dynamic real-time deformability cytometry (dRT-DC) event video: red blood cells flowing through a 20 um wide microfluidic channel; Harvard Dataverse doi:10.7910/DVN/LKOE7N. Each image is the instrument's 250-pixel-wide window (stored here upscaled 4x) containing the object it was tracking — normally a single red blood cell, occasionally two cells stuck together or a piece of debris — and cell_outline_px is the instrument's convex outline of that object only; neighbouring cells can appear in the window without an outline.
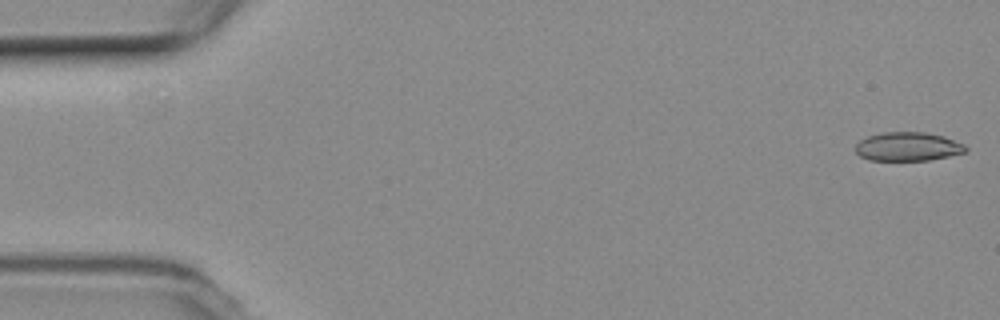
{"species": "common noctule bat (a hibernating species)", "species_latin": "Nyctalus noctula", "temperature_condition": "room temperature", "stored_images_in_passage": 49, "camera_frame_rate_fps": 3000, "um_per_image_px": 0.085, "animal": {"sex": "female", "body_mass_g": 19.3, "forearm_length_mm": 54.1}, "frame": {"image": 1, "passage_image": 1, "time_ms": 0.0, "image_size_px": [1000, 320], "cell_outline_px": [[968, 148], [964, 152], [948, 156], [928, 160], [868, 160], [860, 156], [856, 152], [856, 144], [860, 140], [868, 136], [884, 132], [924, 132], [944, 136], [964, 144]], "centroid_in_image_um": [77.16, 12.46], "position_along_channel_um": 7.8, "area_um2": 18.38}}
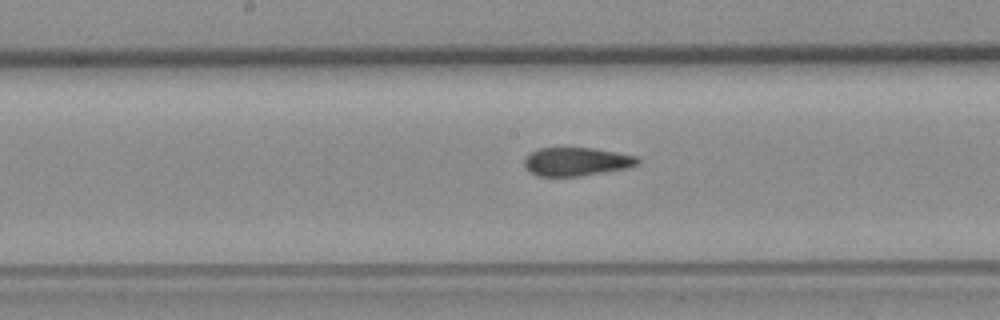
{"frame": {"image": 2, "passage_image": 28, "time_ms": 9.0, "image_size_px": [1000, 320], "cell_outline_px": [[640, 164], [628, 168], [580, 176], [536, 176], [524, 168], [524, 160], [532, 152], [540, 148], [592, 148], [616, 152], [636, 156], [640, 160]], "centroid_in_image_um": [49.01, 13.75], "position_along_channel_um": 199.2, "area_um2": 18.79}}
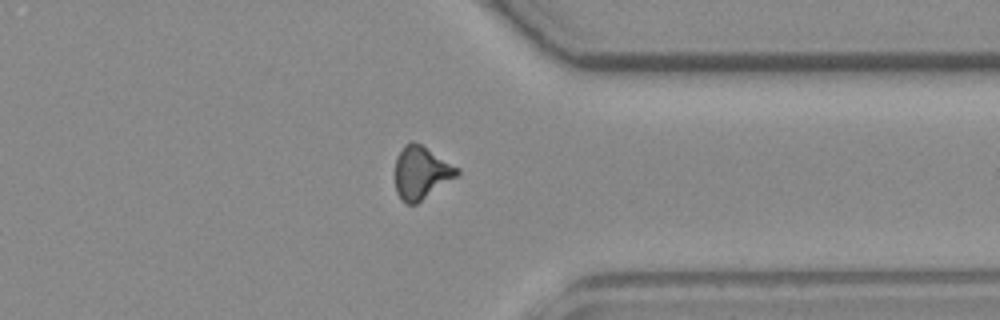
{"frame": {"image": 3, "passage_image": 43, "time_ms": 14.0, "image_size_px": [1000, 320], "cell_outline_px": [[460, 172], [456, 176], [416, 204], [408, 204], [396, 192], [396, 156], [404, 144], [412, 140], [420, 144], [460, 168]], "centroid_in_image_um": [35.79, 14.64], "position_along_channel_um": 375.6, "area_um2": 18.73}, "authors_computed_cell_mechanics": {"area_um2": 19.363, "velocity_mm_per_s": 3.6509, "shape_relaxation_time_tau1_ms": null, "shape_relaxation_time_tau2_ms": 2.3433, "deformation_change_tau1": null, "deformation_change_tau2": 0.0655}}